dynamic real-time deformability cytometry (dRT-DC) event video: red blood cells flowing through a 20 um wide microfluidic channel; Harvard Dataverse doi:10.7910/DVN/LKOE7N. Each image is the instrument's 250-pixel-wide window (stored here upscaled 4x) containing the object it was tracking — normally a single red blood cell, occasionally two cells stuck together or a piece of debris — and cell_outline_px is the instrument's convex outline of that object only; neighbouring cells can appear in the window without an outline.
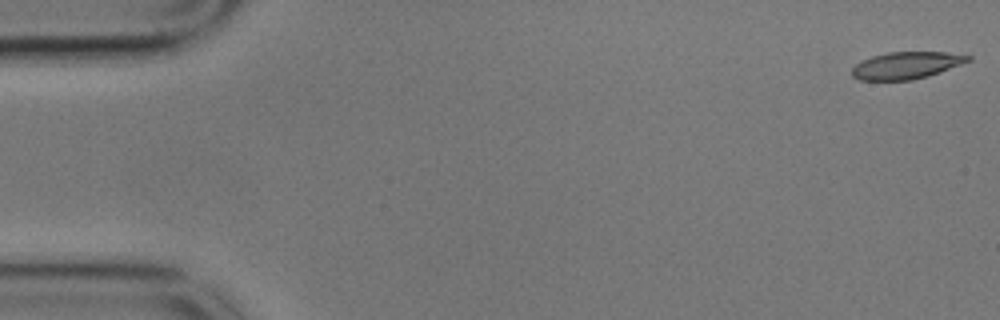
{"species": "common noctule bat (a hibernating species)", "species_latin": "Nyctalus noctula", "temperature_condition": "cold", "stored_images_in_passage": 28, "camera_frame_rate_fps": 3000, "um_per_image_px": 0.085, "animal": {"sex": "male", "body_mass_g": 17.9}, "frame": {"image": 1, "passage_image": 1, "time_ms": 0.0, "image_size_px": [1000, 320], "cell_outline_px": [[972, 60], [940, 72], [928, 76], [912, 80], [860, 80], [852, 76], [852, 68], [856, 64], [872, 56], [888, 52], [944, 52], [972, 56]], "centroid_in_image_um": [77.05, 5.56], "position_along_channel_um": 8.0, "area_um2": 18.21}}
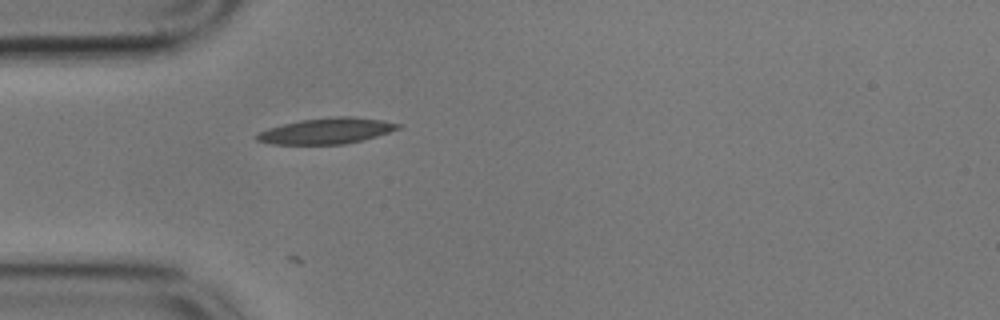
{"frame": {"image": 2, "passage_image": 16, "time_ms": 5.0, "image_size_px": [1000, 320], "cell_outline_px": [[404, 124], [400, 128], [376, 136], [344, 144], [272, 144], [256, 140], [252, 136], [268, 128], [300, 120], [336, 116], [352, 116], [384, 120]], "centroid_in_image_um": [27.76, 11.12], "position_along_channel_um": 57.2, "area_um2": 21.27}}
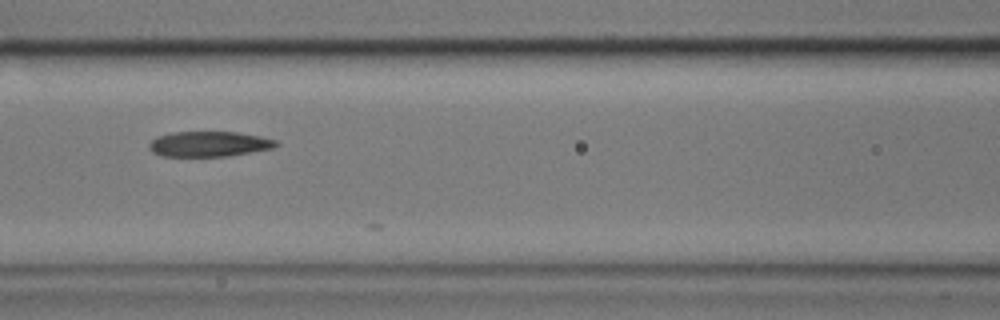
{"frame": {"image": 3, "passage_image": 24, "time_ms": 7.667, "image_size_px": [1000, 320], "cell_outline_px": [[280, 144], [272, 148], [252, 152], [228, 156], [164, 156], [152, 152], [148, 148], [148, 144], [156, 136], [172, 132], [236, 132], [260, 136], [276, 140]], "centroid_in_image_um": [17.75, 12.24], "position_along_channel_um": 148.8, "area_um2": 18.73}}